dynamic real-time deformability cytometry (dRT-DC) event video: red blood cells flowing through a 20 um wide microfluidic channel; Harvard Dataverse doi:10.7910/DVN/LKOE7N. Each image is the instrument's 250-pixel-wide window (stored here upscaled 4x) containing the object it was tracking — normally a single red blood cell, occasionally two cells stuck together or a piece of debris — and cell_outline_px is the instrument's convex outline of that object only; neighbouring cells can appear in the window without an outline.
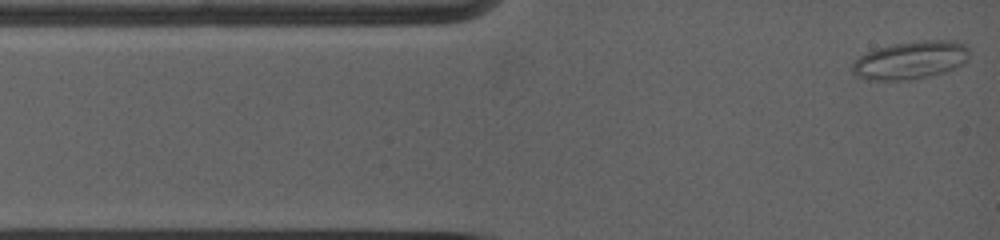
{"species": "common noctule bat (a hibernating species)", "species_latin": "Nyctalus noctula", "temperature_condition": "warm", "stored_images_in_passage": 41, "camera_frame_rate_fps": 5000, "um_per_image_px": 0.085, "animal": {"sex": "female", "body_mass_g": 19.0, "forearm_length_mm": 53.3}, "frame": {"image": 1, "passage_image": 1, "time_ms": 0.0, "image_size_px": [1000, 240], "cell_outline_px": [[968, 60], [964, 64], [948, 72], [912, 80], [868, 80], [856, 76], [852, 72], [852, 64], [860, 56], [876, 48], [892, 44], [924, 40], [952, 40], [964, 44], [968, 48]], "centroid_in_image_um": [77.42, 5.13], "position_along_channel_um": 7.6, "area_um2": 26.18}}
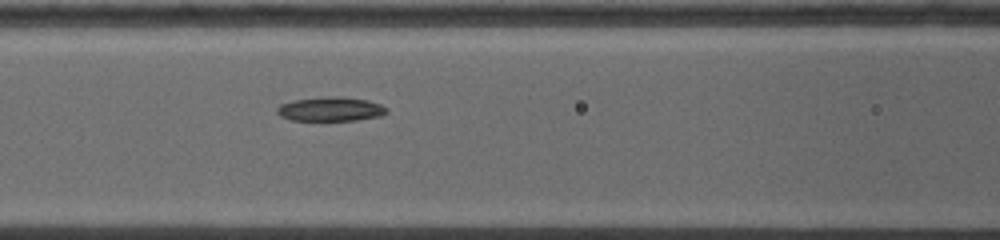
{"frame": {"image": 2, "passage_image": 19, "time_ms": 4.6, "image_size_px": [1000, 240], "cell_outline_px": [[388, 112], [380, 116], [356, 120], [292, 120], [280, 116], [276, 112], [276, 108], [280, 104], [292, 100], [320, 96], [340, 96], [368, 100], [380, 104], [388, 108]], "centroid_in_image_um": [28.08, 9.25], "position_along_channel_um": 138.5, "area_um2": 15.66}}
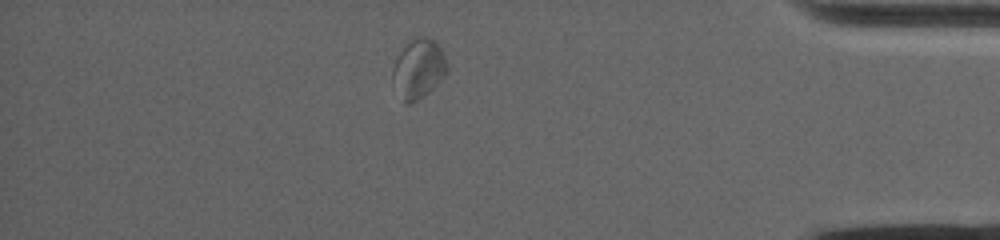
{"frame": {"image": 3, "passage_image": 36, "time_ms": 12.4, "image_size_px": [1000, 240], "cell_outline_px": [[444, 76], [428, 92], [416, 100], [408, 104], [404, 104], [392, 80], [392, 68], [396, 56], [416, 36], [424, 36], [432, 40], [440, 48], [444, 56]], "centroid_in_image_um": [35.51, 5.85], "position_along_channel_um": 399.7, "area_um2": 18.15}}